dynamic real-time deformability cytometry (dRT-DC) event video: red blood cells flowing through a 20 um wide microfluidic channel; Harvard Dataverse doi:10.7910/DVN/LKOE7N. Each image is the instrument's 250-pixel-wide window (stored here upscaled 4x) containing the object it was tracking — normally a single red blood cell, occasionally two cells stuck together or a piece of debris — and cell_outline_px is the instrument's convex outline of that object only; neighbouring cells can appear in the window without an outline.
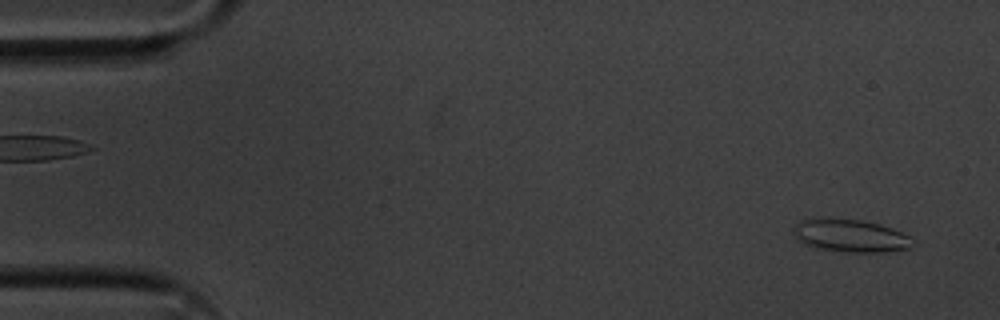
{"species": "common noctule bat (a hibernating species)", "species_latin": "Nyctalus noctula", "temperature_condition": "cold", "stored_images_in_passage": 55, "camera_frame_rate_fps": 3000, "um_per_image_px": 0.085, "animal": {"sex": "male", "body_mass_g": 20.1, "forearm_length_mm": 53.5}, "frame": {"image": 1, "passage_image": 3, "time_ms": 0.667, "image_size_px": [1000, 320], "cell_outline_px": [[916, 244], [908, 248], [888, 252], [844, 252], [812, 248], [796, 240], [792, 232], [792, 228], [800, 220], [860, 220], [880, 224], [892, 228], [908, 236]], "centroid_in_image_um": [72.27, 20.08], "position_along_channel_um": 12.7, "area_um2": 22.6}}
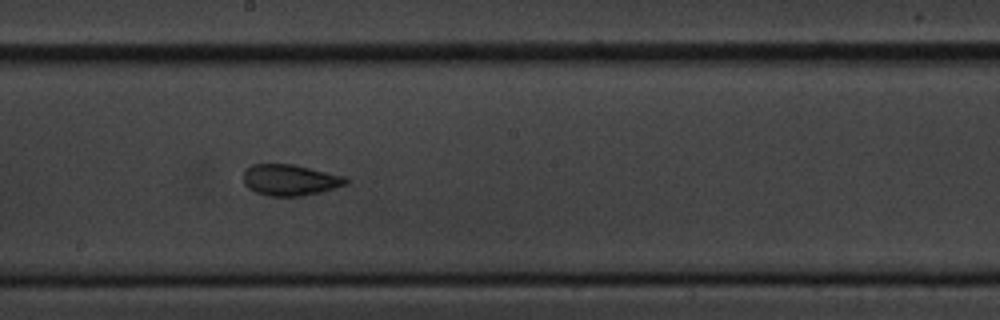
{"frame": {"image": 2, "passage_image": 30, "time_ms": 9.667, "image_size_px": [1000, 320], "cell_outline_px": [[348, 184], [320, 192], [300, 196], [268, 196], [256, 192], [248, 188], [244, 184], [244, 168], [252, 164], [296, 164], [344, 176], [348, 180]], "centroid_in_image_um": [24.64, 15.29], "position_along_channel_um": 223.6, "area_um2": 18.73}}
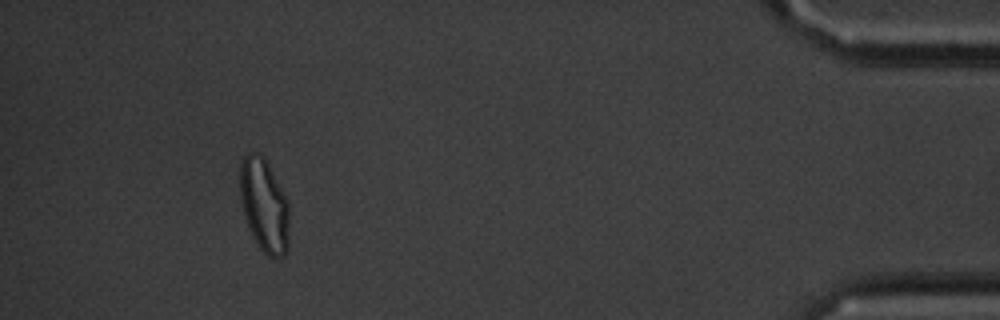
{"frame": {"image": 3, "passage_image": 51, "time_ms": 16.667, "image_size_px": [1000, 320], "cell_outline_px": [[288, 252], [284, 256], [268, 256], [260, 248], [248, 224], [244, 212], [240, 192], [240, 164], [244, 156], [248, 152], [256, 152], [264, 156], [288, 200]], "centroid_in_image_um": [22.47, 17.41], "position_along_channel_um": 412.7, "area_um2": 26.47}, "authors_computed_cell_mechanics": {"area_um2": 20.9814, "velocity_mm_per_s": 3.5905, "shape_relaxation_time_tau1_ms": 5.789, "shape_relaxation_time_tau2_ms": 1.6137, "deformation_change_tau1": 0.165, "deformation_change_tau2": 0.0757}}